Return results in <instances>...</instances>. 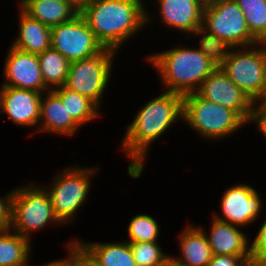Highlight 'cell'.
<instances>
[{"mask_svg": "<svg viewBox=\"0 0 266 266\" xmlns=\"http://www.w3.org/2000/svg\"><path fill=\"white\" fill-rule=\"evenodd\" d=\"M180 119L183 120V96L172 92L165 91L139 109L122 139L124 153L132 159L127 170L131 177L141 176L148 147Z\"/></svg>", "mask_w": 266, "mask_h": 266, "instance_id": "obj_1", "label": "cell"}, {"mask_svg": "<svg viewBox=\"0 0 266 266\" xmlns=\"http://www.w3.org/2000/svg\"><path fill=\"white\" fill-rule=\"evenodd\" d=\"M142 0H92L79 14L104 48L114 51L150 20Z\"/></svg>", "mask_w": 266, "mask_h": 266, "instance_id": "obj_2", "label": "cell"}, {"mask_svg": "<svg viewBox=\"0 0 266 266\" xmlns=\"http://www.w3.org/2000/svg\"><path fill=\"white\" fill-rule=\"evenodd\" d=\"M160 72L167 92L182 96L196 93L217 66L199 48L170 49L147 58Z\"/></svg>", "mask_w": 266, "mask_h": 266, "instance_id": "obj_3", "label": "cell"}, {"mask_svg": "<svg viewBox=\"0 0 266 266\" xmlns=\"http://www.w3.org/2000/svg\"><path fill=\"white\" fill-rule=\"evenodd\" d=\"M183 120L210 139L229 136L247 123L236 111L202 98L197 92L183 96Z\"/></svg>", "mask_w": 266, "mask_h": 266, "instance_id": "obj_4", "label": "cell"}, {"mask_svg": "<svg viewBox=\"0 0 266 266\" xmlns=\"http://www.w3.org/2000/svg\"><path fill=\"white\" fill-rule=\"evenodd\" d=\"M44 188L28 185L17 188L13 193L10 229L28 240L34 230L43 229L51 222L61 224L54 215L50 196Z\"/></svg>", "mask_w": 266, "mask_h": 266, "instance_id": "obj_5", "label": "cell"}, {"mask_svg": "<svg viewBox=\"0 0 266 266\" xmlns=\"http://www.w3.org/2000/svg\"><path fill=\"white\" fill-rule=\"evenodd\" d=\"M261 48L229 50V54L220 66L227 76L254 103L263 97L266 90V45ZM244 50V51H243Z\"/></svg>", "mask_w": 266, "mask_h": 266, "instance_id": "obj_6", "label": "cell"}, {"mask_svg": "<svg viewBox=\"0 0 266 266\" xmlns=\"http://www.w3.org/2000/svg\"><path fill=\"white\" fill-rule=\"evenodd\" d=\"M114 54L116 51L105 48L91 57L71 62L64 86L88 97L99 107L110 79Z\"/></svg>", "mask_w": 266, "mask_h": 266, "instance_id": "obj_7", "label": "cell"}, {"mask_svg": "<svg viewBox=\"0 0 266 266\" xmlns=\"http://www.w3.org/2000/svg\"><path fill=\"white\" fill-rule=\"evenodd\" d=\"M202 27L224 40L233 49L259 46V42L250 34L244 13L234 0H223L205 7Z\"/></svg>", "mask_w": 266, "mask_h": 266, "instance_id": "obj_8", "label": "cell"}, {"mask_svg": "<svg viewBox=\"0 0 266 266\" xmlns=\"http://www.w3.org/2000/svg\"><path fill=\"white\" fill-rule=\"evenodd\" d=\"M95 169H82L80 166L67 168L64 173L56 175L49 196L53 212L60 223L70 222L76 211L82 206L90 190L91 174Z\"/></svg>", "mask_w": 266, "mask_h": 266, "instance_id": "obj_9", "label": "cell"}, {"mask_svg": "<svg viewBox=\"0 0 266 266\" xmlns=\"http://www.w3.org/2000/svg\"><path fill=\"white\" fill-rule=\"evenodd\" d=\"M51 47L70 62L91 57L105 49L80 14L51 28Z\"/></svg>", "mask_w": 266, "mask_h": 266, "instance_id": "obj_10", "label": "cell"}, {"mask_svg": "<svg viewBox=\"0 0 266 266\" xmlns=\"http://www.w3.org/2000/svg\"><path fill=\"white\" fill-rule=\"evenodd\" d=\"M197 93L202 98L236 111L247 123L254 122L255 103L227 76L221 67H217L204 79Z\"/></svg>", "mask_w": 266, "mask_h": 266, "instance_id": "obj_11", "label": "cell"}, {"mask_svg": "<svg viewBox=\"0 0 266 266\" xmlns=\"http://www.w3.org/2000/svg\"><path fill=\"white\" fill-rule=\"evenodd\" d=\"M8 52L3 71L6 82L2 84L3 86L30 89L41 93L49 91L42 78L37 54L25 52L13 46H10Z\"/></svg>", "mask_w": 266, "mask_h": 266, "instance_id": "obj_12", "label": "cell"}, {"mask_svg": "<svg viewBox=\"0 0 266 266\" xmlns=\"http://www.w3.org/2000/svg\"><path fill=\"white\" fill-rule=\"evenodd\" d=\"M220 205L225 218L215 214L213 217L242 227L256 220L262 206L257 191L245 184L228 188L222 196Z\"/></svg>", "mask_w": 266, "mask_h": 266, "instance_id": "obj_13", "label": "cell"}, {"mask_svg": "<svg viewBox=\"0 0 266 266\" xmlns=\"http://www.w3.org/2000/svg\"><path fill=\"white\" fill-rule=\"evenodd\" d=\"M42 94L44 93L30 89L2 86L0 112L19 126H34L39 123Z\"/></svg>", "mask_w": 266, "mask_h": 266, "instance_id": "obj_14", "label": "cell"}, {"mask_svg": "<svg viewBox=\"0 0 266 266\" xmlns=\"http://www.w3.org/2000/svg\"><path fill=\"white\" fill-rule=\"evenodd\" d=\"M211 231L206 235L214 255L241 256L251 266L250 247L245 233L238 226L213 217ZM210 235V236H209Z\"/></svg>", "mask_w": 266, "mask_h": 266, "instance_id": "obj_15", "label": "cell"}, {"mask_svg": "<svg viewBox=\"0 0 266 266\" xmlns=\"http://www.w3.org/2000/svg\"><path fill=\"white\" fill-rule=\"evenodd\" d=\"M159 7L161 20L168 27L190 35L202 27L204 7L198 0H159Z\"/></svg>", "mask_w": 266, "mask_h": 266, "instance_id": "obj_16", "label": "cell"}, {"mask_svg": "<svg viewBox=\"0 0 266 266\" xmlns=\"http://www.w3.org/2000/svg\"><path fill=\"white\" fill-rule=\"evenodd\" d=\"M20 10L52 28L71 21L79 11L67 0H21Z\"/></svg>", "mask_w": 266, "mask_h": 266, "instance_id": "obj_17", "label": "cell"}, {"mask_svg": "<svg viewBox=\"0 0 266 266\" xmlns=\"http://www.w3.org/2000/svg\"><path fill=\"white\" fill-rule=\"evenodd\" d=\"M46 95L44 99L42 94L40 102L39 123L43 121L39 130L53 134L73 135L80 126L67 114L65 105L52 90L47 91Z\"/></svg>", "mask_w": 266, "mask_h": 266, "instance_id": "obj_18", "label": "cell"}, {"mask_svg": "<svg viewBox=\"0 0 266 266\" xmlns=\"http://www.w3.org/2000/svg\"><path fill=\"white\" fill-rule=\"evenodd\" d=\"M19 33L11 46L32 54H40L51 47V28L20 12Z\"/></svg>", "mask_w": 266, "mask_h": 266, "instance_id": "obj_19", "label": "cell"}, {"mask_svg": "<svg viewBox=\"0 0 266 266\" xmlns=\"http://www.w3.org/2000/svg\"><path fill=\"white\" fill-rule=\"evenodd\" d=\"M179 239L182 258L174 260L187 266H208L213 253L202 227L187 226Z\"/></svg>", "mask_w": 266, "mask_h": 266, "instance_id": "obj_20", "label": "cell"}, {"mask_svg": "<svg viewBox=\"0 0 266 266\" xmlns=\"http://www.w3.org/2000/svg\"><path fill=\"white\" fill-rule=\"evenodd\" d=\"M30 240L10 228L0 229V266H27Z\"/></svg>", "mask_w": 266, "mask_h": 266, "instance_id": "obj_21", "label": "cell"}, {"mask_svg": "<svg viewBox=\"0 0 266 266\" xmlns=\"http://www.w3.org/2000/svg\"><path fill=\"white\" fill-rule=\"evenodd\" d=\"M65 105L67 114L81 126L89 120H93L98 117V107L92 100L88 97L73 91L66 86L56 87L52 90Z\"/></svg>", "mask_w": 266, "mask_h": 266, "instance_id": "obj_22", "label": "cell"}, {"mask_svg": "<svg viewBox=\"0 0 266 266\" xmlns=\"http://www.w3.org/2000/svg\"><path fill=\"white\" fill-rule=\"evenodd\" d=\"M37 57L45 86L49 90H53L56 86H63L71 62L52 47L38 54Z\"/></svg>", "mask_w": 266, "mask_h": 266, "instance_id": "obj_23", "label": "cell"}, {"mask_svg": "<svg viewBox=\"0 0 266 266\" xmlns=\"http://www.w3.org/2000/svg\"><path fill=\"white\" fill-rule=\"evenodd\" d=\"M101 266H136L129 242L82 243Z\"/></svg>", "mask_w": 266, "mask_h": 266, "instance_id": "obj_24", "label": "cell"}, {"mask_svg": "<svg viewBox=\"0 0 266 266\" xmlns=\"http://www.w3.org/2000/svg\"><path fill=\"white\" fill-rule=\"evenodd\" d=\"M244 13L250 34L266 45V0H234Z\"/></svg>", "mask_w": 266, "mask_h": 266, "instance_id": "obj_25", "label": "cell"}, {"mask_svg": "<svg viewBox=\"0 0 266 266\" xmlns=\"http://www.w3.org/2000/svg\"><path fill=\"white\" fill-rule=\"evenodd\" d=\"M194 34L202 36L200 39L201 44L199 50L217 67H220L228 56L229 50H231L232 47L224 40L219 39L216 35H213L208 31L206 32L205 28L203 27L197 28L193 35Z\"/></svg>", "mask_w": 266, "mask_h": 266, "instance_id": "obj_26", "label": "cell"}, {"mask_svg": "<svg viewBox=\"0 0 266 266\" xmlns=\"http://www.w3.org/2000/svg\"><path fill=\"white\" fill-rule=\"evenodd\" d=\"M158 234L157 221L147 214L136 215L128 225L129 243L156 242Z\"/></svg>", "mask_w": 266, "mask_h": 266, "instance_id": "obj_27", "label": "cell"}, {"mask_svg": "<svg viewBox=\"0 0 266 266\" xmlns=\"http://www.w3.org/2000/svg\"><path fill=\"white\" fill-rule=\"evenodd\" d=\"M136 266H164L169 257L156 242L130 243Z\"/></svg>", "mask_w": 266, "mask_h": 266, "instance_id": "obj_28", "label": "cell"}, {"mask_svg": "<svg viewBox=\"0 0 266 266\" xmlns=\"http://www.w3.org/2000/svg\"><path fill=\"white\" fill-rule=\"evenodd\" d=\"M250 246L251 266H266V220Z\"/></svg>", "mask_w": 266, "mask_h": 266, "instance_id": "obj_29", "label": "cell"}, {"mask_svg": "<svg viewBox=\"0 0 266 266\" xmlns=\"http://www.w3.org/2000/svg\"><path fill=\"white\" fill-rule=\"evenodd\" d=\"M76 262L77 266H101L95 256L82 244L76 240Z\"/></svg>", "mask_w": 266, "mask_h": 266, "instance_id": "obj_30", "label": "cell"}, {"mask_svg": "<svg viewBox=\"0 0 266 266\" xmlns=\"http://www.w3.org/2000/svg\"><path fill=\"white\" fill-rule=\"evenodd\" d=\"M13 193L14 190L4 199H0V229L10 228Z\"/></svg>", "mask_w": 266, "mask_h": 266, "instance_id": "obj_31", "label": "cell"}, {"mask_svg": "<svg viewBox=\"0 0 266 266\" xmlns=\"http://www.w3.org/2000/svg\"><path fill=\"white\" fill-rule=\"evenodd\" d=\"M208 266H250L241 256L214 255Z\"/></svg>", "mask_w": 266, "mask_h": 266, "instance_id": "obj_32", "label": "cell"}, {"mask_svg": "<svg viewBox=\"0 0 266 266\" xmlns=\"http://www.w3.org/2000/svg\"><path fill=\"white\" fill-rule=\"evenodd\" d=\"M69 254V259H61V260H56L53 262H50L49 264H46L45 266H77L76 262V240L72 241L70 244L67 246Z\"/></svg>", "mask_w": 266, "mask_h": 266, "instance_id": "obj_33", "label": "cell"}, {"mask_svg": "<svg viewBox=\"0 0 266 266\" xmlns=\"http://www.w3.org/2000/svg\"><path fill=\"white\" fill-rule=\"evenodd\" d=\"M261 103L256 106L255 118H266V90L263 97L259 100Z\"/></svg>", "mask_w": 266, "mask_h": 266, "instance_id": "obj_34", "label": "cell"}, {"mask_svg": "<svg viewBox=\"0 0 266 266\" xmlns=\"http://www.w3.org/2000/svg\"><path fill=\"white\" fill-rule=\"evenodd\" d=\"M71 5H73L79 12L87 6L92 0H67Z\"/></svg>", "mask_w": 266, "mask_h": 266, "instance_id": "obj_35", "label": "cell"}, {"mask_svg": "<svg viewBox=\"0 0 266 266\" xmlns=\"http://www.w3.org/2000/svg\"><path fill=\"white\" fill-rule=\"evenodd\" d=\"M254 121L258 124L257 130L260 129V131L263 133V136L266 138V118H254Z\"/></svg>", "mask_w": 266, "mask_h": 266, "instance_id": "obj_36", "label": "cell"}, {"mask_svg": "<svg viewBox=\"0 0 266 266\" xmlns=\"http://www.w3.org/2000/svg\"><path fill=\"white\" fill-rule=\"evenodd\" d=\"M164 266H187V265L181 264L180 262H177L176 260H174L172 257L169 256L166 259Z\"/></svg>", "mask_w": 266, "mask_h": 266, "instance_id": "obj_37", "label": "cell"}, {"mask_svg": "<svg viewBox=\"0 0 266 266\" xmlns=\"http://www.w3.org/2000/svg\"><path fill=\"white\" fill-rule=\"evenodd\" d=\"M200 4L205 8L214 4L220 3L223 0H198Z\"/></svg>", "mask_w": 266, "mask_h": 266, "instance_id": "obj_38", "label": "cell"}]
</instances>
